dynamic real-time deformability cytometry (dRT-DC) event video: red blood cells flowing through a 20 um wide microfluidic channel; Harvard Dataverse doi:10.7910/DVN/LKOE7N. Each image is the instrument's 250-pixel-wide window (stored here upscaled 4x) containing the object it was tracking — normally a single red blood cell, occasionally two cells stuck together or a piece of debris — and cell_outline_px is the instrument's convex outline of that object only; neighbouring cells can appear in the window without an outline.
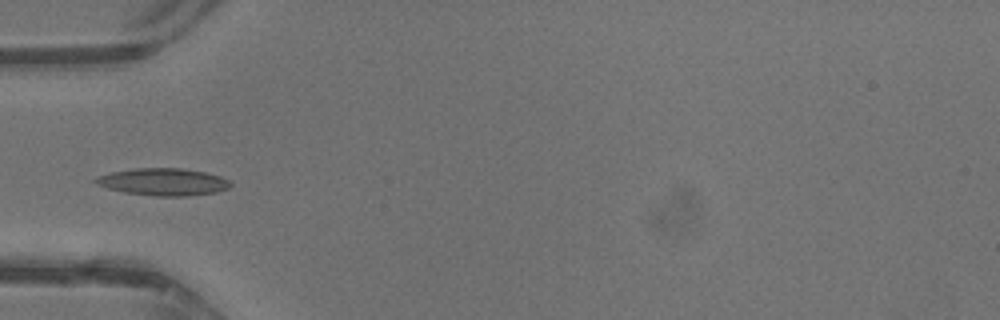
{"species": "common noctule bat (a hibernating species)", "species_latin": "Nyctalus noctula", "temperature_condition": "warm", "stored_images_in_passage": 29, "camera_frame_rate_fps": 3000, "um_per_image_px": 0.085, "animal": {"sex": "male", "body_mass_g": 13.3}, "frame": {"image": 1, "passage_image": 1, "time_ms": 0.0, "image_size_px": [1000, 320], "cell_outline_px": [[232, 184], [228, 188], [216, 192], [184, 196], [156, 196], [124, 192], [108, 188], [96, 184], [92, 180], [96, 176], [112, 172], [136, 168], [180, 168], [204, 172], [220, 176], [228, 180]], "centroid_in_image_um": [13.84, 15.46], "position_along_channel_um": 71.2, "area_um2": 21.27}}
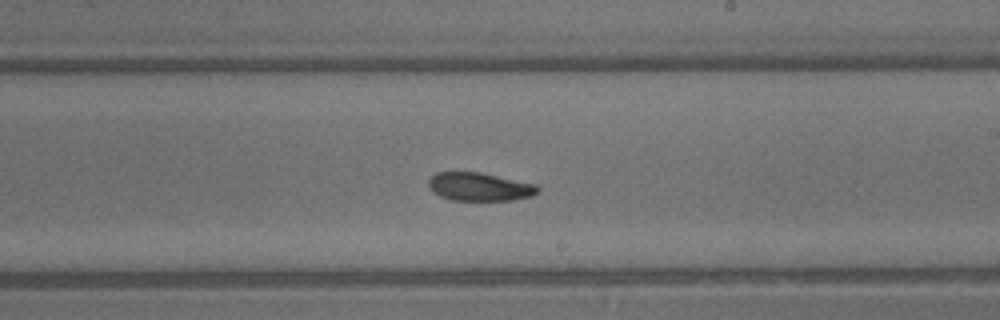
{"frame": {"image": 2, "passage_image": 12, "time_ms": 3.667, "image_size_px": [1000, 320], "cell_outline_px": [[540, 192], [532, 196], [512, 200], [452, 200], [440, 196], [432, 192], [428, 184], [428, 180], [436, 172], [480, 172], [536, 184], [540, 188]], "centroid_in_image_um": [40.77, 15.87], "position_along_channel_um": 248.2, "area_um2": 18.09}}
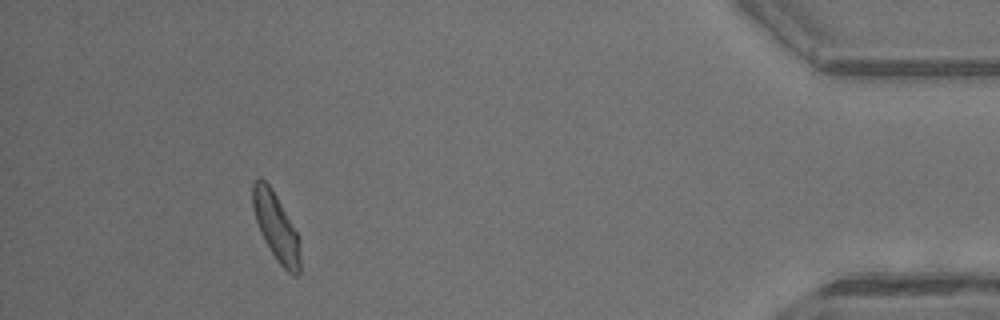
{"frame": {"image": 3, "passage_image": 26, "time_ms": 8.333, "image_size_px": [1000, 320], "cell_outline_px": [[300, 272], [296, 276], [288, 272], [280, 264], [264, 240], [256, 220], [252, 208], [252, 184], [260, 176], [272, 188], [296, 232], [300, 244]], "centroid_in_image_um": [23.45, 19.27], "position_along_channel_um": 411.7, "area_um2": 18.38}, "authors_computed_cell_mechanics": {"area_um2": 18.6694, "velocity_mm_per_s": 4.8289, "shape_relaxation_time_tau1_ms": 4.8865, "shape_relaxation_time_tau2_ms": 4.9802, "deformation_change_tau1": 0.1297, "deformation_change_tau2": 0.1325}}